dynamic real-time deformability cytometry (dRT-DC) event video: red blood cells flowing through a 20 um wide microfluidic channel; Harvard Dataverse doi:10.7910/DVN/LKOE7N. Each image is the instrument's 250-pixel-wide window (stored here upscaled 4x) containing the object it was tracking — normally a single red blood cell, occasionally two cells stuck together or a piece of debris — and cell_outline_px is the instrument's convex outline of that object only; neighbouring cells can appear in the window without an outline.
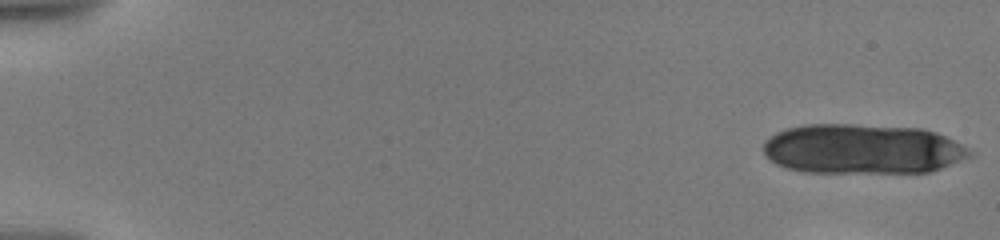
{"species": "human", "species_latin": "Homo sapiens", "temperature_condition": "warm", "stored_images_in_passage": 8, "camera_frame_rate_fps": 3000, "um_per_image_px": 0.085, "donor": {"sex": "male"}, "frame": {"image": 1, "passage_image": 1, "time_ms": 0.0, "image_size_px": [1000, 240], "cell_outline_px": [[976, 152], [972, 156], [940, 168], [928, 172], [804, 172], [784, 168], [776, 164], [764, 152], [764, 140], [776, 132], [788, 128], [804, 124], [852, 124], [924, 128], [936, 132]], "centroid_in_image_um": [73.31, 12.66], "position_along_channel_um": 11.7, "area_um2": 60.11}}